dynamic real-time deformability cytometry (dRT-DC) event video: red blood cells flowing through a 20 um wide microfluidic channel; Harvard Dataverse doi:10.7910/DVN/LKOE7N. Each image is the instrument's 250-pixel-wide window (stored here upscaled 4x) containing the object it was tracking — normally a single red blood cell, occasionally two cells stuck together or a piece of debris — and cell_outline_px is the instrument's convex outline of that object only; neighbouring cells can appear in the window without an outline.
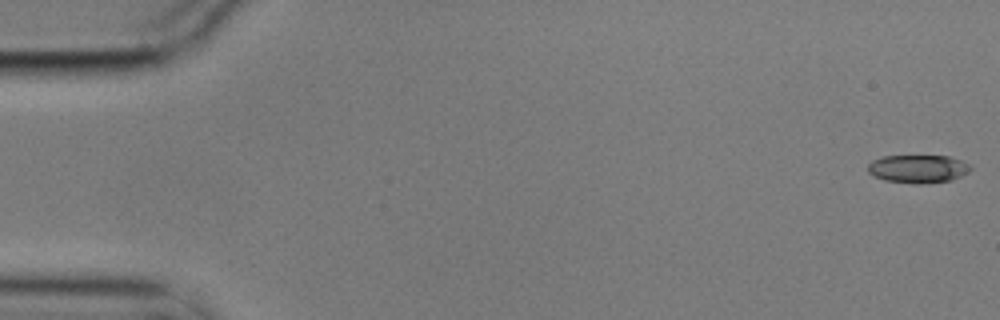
{"species": "common noctule bat (a hibernating species)", "species_latin": "Nyctalus noctula", "temperature_condition": "cold", "stored_images_in_passage": 7, "camera_frame_rate_fps": 3000, "um_per_image_px": 0.085, "animal": {"sex": "male", "body_mass_g": 17.9}, "frame": {"image": 1, "passage_image": 1, "time_ms": 0.0, "image_size_px": [1000, 320], "cell_outline_px": [[972, 168], [968, 172], [952, 180], [920, 184], [916, 184], [884, 180], [872, 176], [868, 172], [868, 164], [872, 160], [884, 156], [948, 156], [960, 160], [968, 164]], "centroid_in_image_um": [78.0, 14.35], "position_along_channel_um": 7.0, "area_um2": 16.82}}
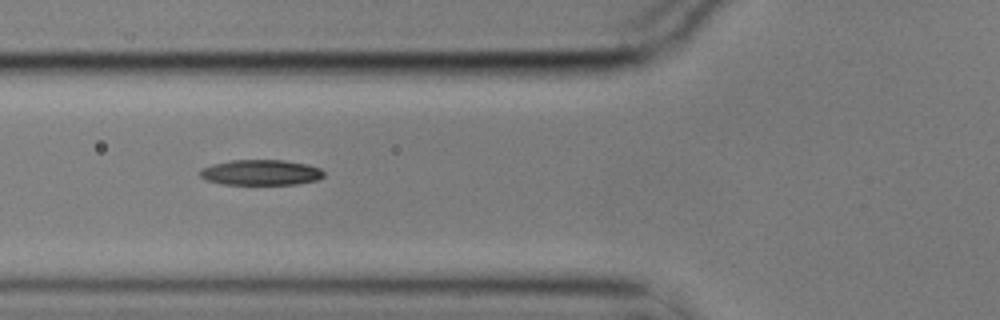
{"frame": {"image": 2, "passage_image": 6, "time_ms": 1.667, "image_size_px": [1000, 320], "cell_outline_px": [[324, 176], [320, 180], [296, 184], [224, 184], [204, 180], [200, 176], [200, 168], [212, 164], [232, 160], [284, 160], [308, 164], [320, 168], [324, 172]], "centroid_in_image_um": [22.19, 14.66], "position_along_channel_um": 103.6, "area_um2": 18.55}}
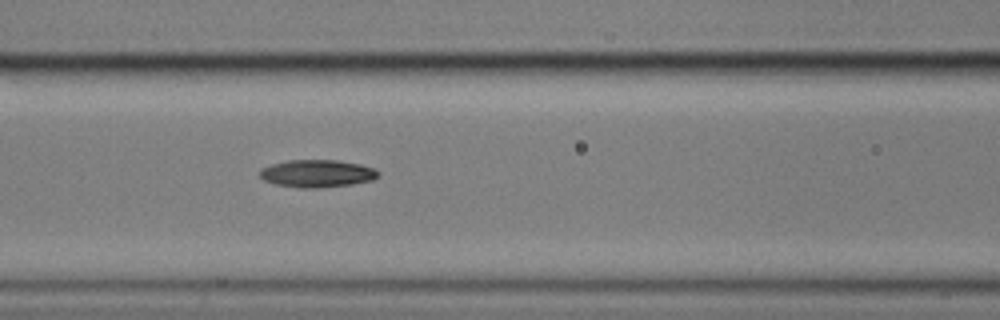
{"frame": {"image": 3, "passage_image": 7, "time_ms": 2.0, "image_size_px": [1000, 320], "cell_outline_px": [[380, 176], [372, 180], [352, 184], [316, 188], [300, 188], [276, 184], [264, 180], [260, 176], [260, 168], [272, 164], [288, 160], [336, 160], [360, 164], [376, 168], [380, 172]], "centroid_in_image_um": [26.99, 14.74], "position_along_channel_um": 139.6, "area_um2": 19.07}}